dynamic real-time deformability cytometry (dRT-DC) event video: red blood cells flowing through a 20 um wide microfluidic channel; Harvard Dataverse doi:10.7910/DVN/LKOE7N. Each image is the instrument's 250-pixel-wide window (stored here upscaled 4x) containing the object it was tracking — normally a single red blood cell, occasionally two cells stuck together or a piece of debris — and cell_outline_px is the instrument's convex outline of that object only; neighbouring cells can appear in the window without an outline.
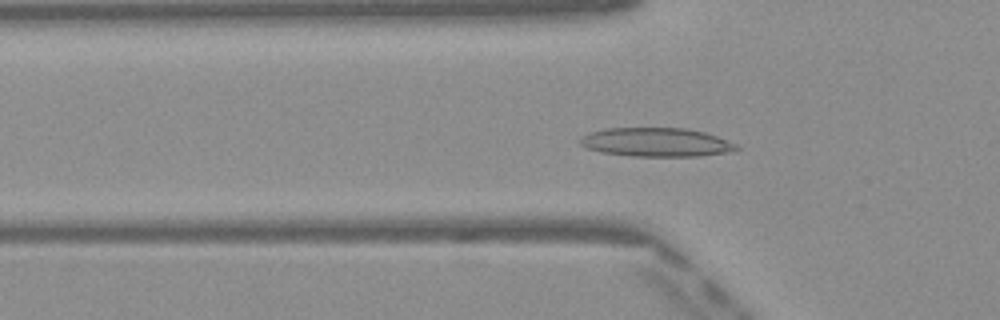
{"species": "Egyptian fruit bat (a non-hibernating species)", "species_latin": "Rousettus aegyptiacus", "temperature_condition": "warm", "stored_images_in_passage": 47, "camera_frame_rate_fps": 3000, "um_per_image_px": 0.085, "frame": {"image": 1, "passage_image": 13, "time_ms": 4.0, "image_size_px": [1000, 320], "cell_outline_px": [[740, 148], [732, 152], [700, 156], [632, 156], [600, 152], [588, 148], [580, 144], [580, 136], [604, 128], [684, 128], [704, 132], [716, 136], [736, 144]], "centroid_in_image_um": [55.78, 12.09], "position_along_channel_um": 70.0, "area_um2": 26.24}}
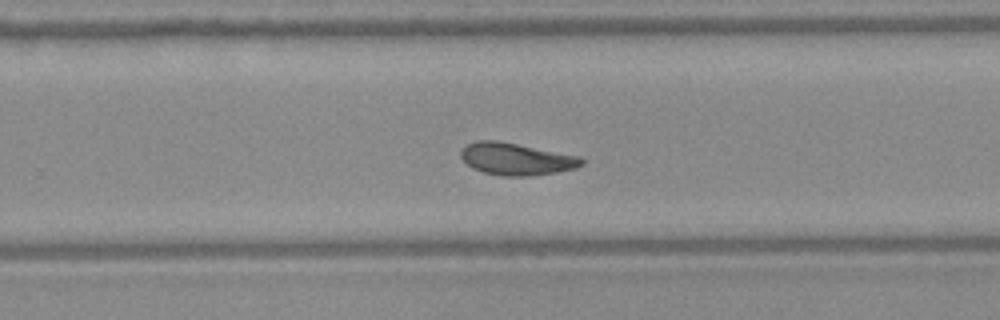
{"frame": {"image": 2, "passage_image": 29, "time_ms": 9.333, "image_size_px": [1000, 320], "cell_outline_px": [[584, 164], [576, 168], [556, 172], [528, 176], [500, 176], [484, 172], [472, 168], [460, 156], [460, 152], [468, 144], [476, 140], [496, 140], [580, 156], [584, 160]], "centroid_in_image_um": [43.89, 13.52], "position_along_channel_um": 285.9, "area_um2": 22.48}}
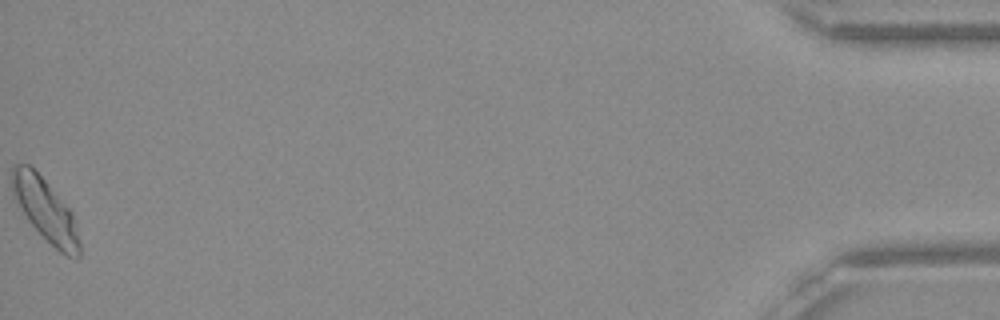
{"frame": {"image": 3, "passage_image": 47, "time_ms": 15.333, "image_size_px": [1000, 320], "cell_outline_px": [[80, 256], [76, 260], [60, 252], [28, 220], [12, 196], [12, 164], [28, 164], [44, 180], [72, 212], [76, 224], [80, 240]], "centroid_in_image_um": [3.86, 17.86], "position_along_channel_um": 431.3, "area_um2": 24.16}, "authors_computed_cell_mechanics": {"area_um2": 22.7732, "velocity_mm_per_s": 4.0378, "shape_relaxation_time_tau1_ms": null, "shape_relaxation_time_tau2_ms": 2.2439, "deformation_change_tau1": null, "deformation_change_tau2": 0.0695}}